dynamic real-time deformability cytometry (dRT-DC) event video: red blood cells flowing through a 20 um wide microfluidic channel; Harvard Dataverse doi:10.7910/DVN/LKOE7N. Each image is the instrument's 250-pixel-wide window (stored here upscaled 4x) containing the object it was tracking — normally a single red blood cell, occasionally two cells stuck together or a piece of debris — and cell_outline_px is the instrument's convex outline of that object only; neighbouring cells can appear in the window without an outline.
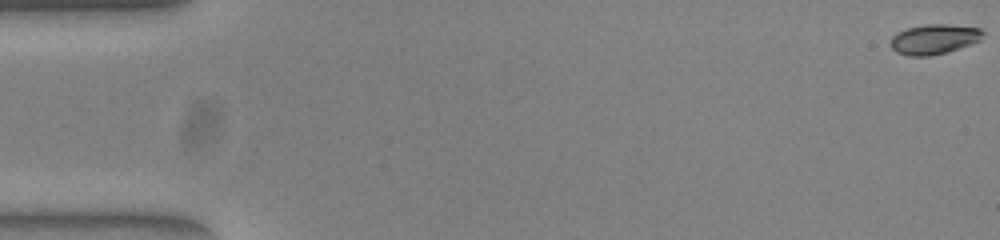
{"species": "common noctule bat (a hibernating species)", "species_latin": "Nyctalus noctula", "temperature_condition": "warm", "stored_images_in_passage": 54, "camera_frame_rate_fps": 3000, "um_per_image_px": 0.085, "animal": {"sex": "female", "body_mass_g": 23.0, "forearm_length_mm": 53.4}, "frame": {"image": 1, "passage_image": 1, "time_ms": 0.0, "image_size_px": [1000, 240], "cell_outline_px": [[984, 32], [980, 40], [972, 44], [944, 52], [928, 56], [908, 56], [896, 52], [892, 48], [892, 36], [896, 32], [908, 28], [928, 24], [948, 24], [980, 28]], "centroid_in_image_um": [79.4, 3.32], "position_along_channel_um": 5.6, "area_um2": 15.95}}
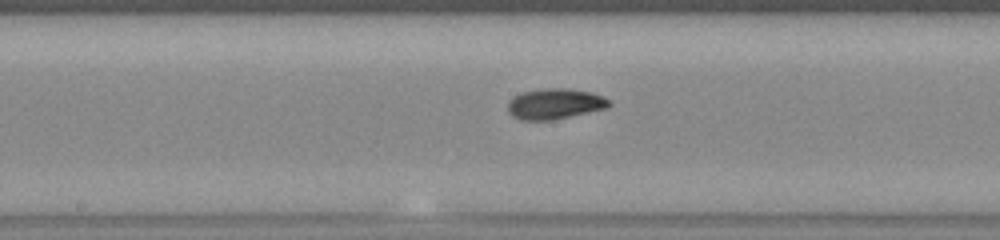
{"frame": {"image": 2, "passage_image": 28, "time_ms": 9.0, "image_size_px": [1000, 240], "cell_outline_px": [[612, 104], [608, 108], [552, 120], [520, 120], [512, 116], [508, 112], [508, 100], [520, 92], [540, 88], [568, 88], [592, 92], [612, 100]], "centroid_in_image_um": [47.17, 8.81], "position_along_channel_um": 201.0, "area_um2": 18.44}}
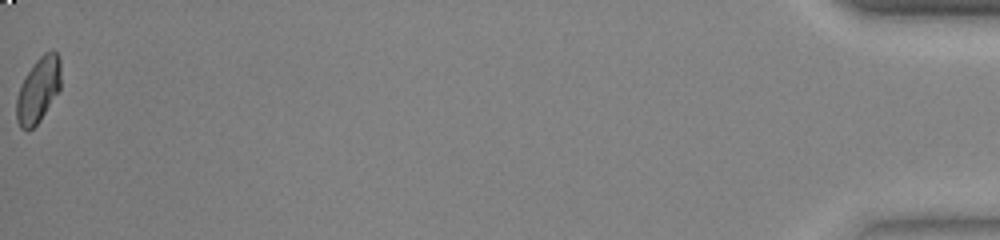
{"frame": {"image": 3, "passage_image": 54, "time_ms": 17.667, "image_size_px": [1000, 240], "cell_outline_px": [[60, 88], [40, 120], [28, 132], [20, 128], [16, 120], [16, 100], [20, 84], [24, 76], [36, 60], [44, 52], [52, 48], [56, 52], [60, 60]], "centroid_in_image_um": [3.23, 7.63], "position_along_channel_um": 432.0, "area_um2": 16.99}, "authors_computed_cell_mechanics": {"area_um2": 16.9354, "velocity_mm_per_s": 3.8834, "shape_relaxation_time_tau1_ms": 3.7746, "shape_relaxation_time_tau2_ms": 2.3357, "deformation_change_tau1": 0.1568, "deformation_change_tau2": 0.0513}}